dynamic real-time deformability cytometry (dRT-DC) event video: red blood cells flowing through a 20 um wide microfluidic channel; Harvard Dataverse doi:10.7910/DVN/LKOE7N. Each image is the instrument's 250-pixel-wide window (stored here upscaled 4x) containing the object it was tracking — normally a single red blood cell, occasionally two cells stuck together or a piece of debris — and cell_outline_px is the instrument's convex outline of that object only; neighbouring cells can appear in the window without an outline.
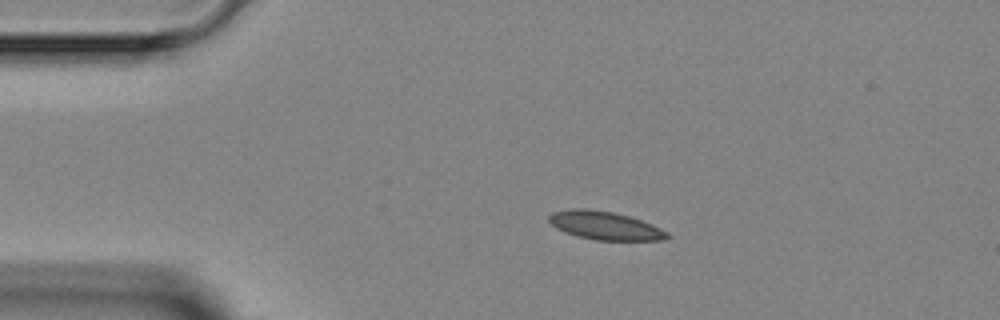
{"species": "Egyptian fruit bat (a non-hibernating species)", "species_latin": "Rousettus aegyptiacus", "temperature_condition": "room temperature", "stored_images_in_passage": 2, "camera_frame_rate_fps": 3000, "um_per_image_px": 0.085, "animal": {"sex": "female"}, "frame": {"image": 1, "passage_image": 1, "time_ms": 0.0, "image_size_px": [1000, 320], "cell_outline_px": [[668, 236], [664, 240], [596, 240], [576, 236], [564, 232], [556, 228], [548, 220], [548, 216], [552, 212], [568, 208], [588, 208], [612, 212], [628, 216], [640, 220], [660, 228], [668, 232]], "centroid_in_image_um": [51.35, 19.16], "position_along_channel_um": 33.6, "area_um2": 19.48}}